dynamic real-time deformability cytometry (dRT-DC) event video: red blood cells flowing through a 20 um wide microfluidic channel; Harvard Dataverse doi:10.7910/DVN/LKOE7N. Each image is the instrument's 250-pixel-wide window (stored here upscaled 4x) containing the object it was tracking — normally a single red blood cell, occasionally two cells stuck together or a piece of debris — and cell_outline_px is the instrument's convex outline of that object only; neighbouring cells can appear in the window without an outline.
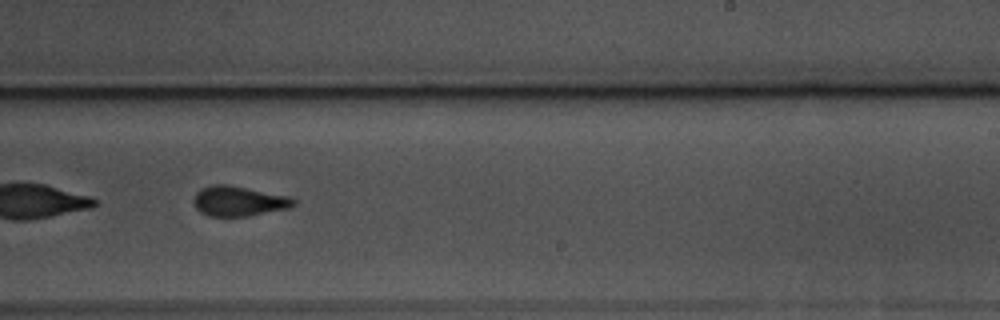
{"species": "common noctule bat (a hibernating species)", "species_latin": "Nyctalus noctula", "temperature_condition": "warm", "stored_images_in_passage": 59, "segment_of_instrument_passage": [2, 2], "camera_frame_rate_fps": 3000, "um_per_image_px": 0.085, "animal": {"sex": "male", "body_mass_g": 17.5, "forearm_length_mm": 52.3}, "frame": {"image": 1, "passage_image": 37, "time_ms": 12.0, "image_size_px": [1000, 320], "cell_outline_px": [[296, 204], [292, 208], [248, 216], [208, 216], [200, 212], [196, 208], [192, 200], [196, 192], [200, 188], [212, 184], [228, 184], [288, 196], [296, 200]], "centroid_in_image_um": [20.28, 17.09], "position_along_channel_um": 268.7, "area_um2": 17.74}}
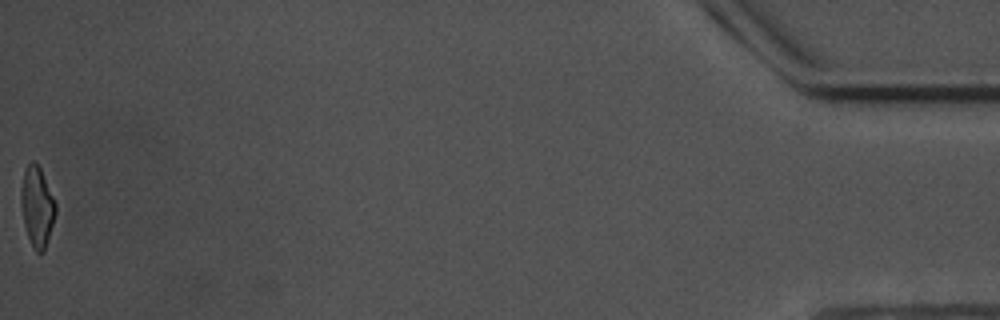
{"frame": {"image": 2, "passage_image": 59, "time_ms": 19.333, "image_size_px": [1000, 320], "cell_outline_px": [[56, 212], [44, 252], [36, 252], [28, 236], [24, 224], [20, 204], [20, 188], [24, 168], [32, 160], [36, 160], [40, 168], [56, 204]], "centroid_in_image_um": [3.12, 17.51], "position_along_channel_um": 432.1, "area_um2": 16.13}}